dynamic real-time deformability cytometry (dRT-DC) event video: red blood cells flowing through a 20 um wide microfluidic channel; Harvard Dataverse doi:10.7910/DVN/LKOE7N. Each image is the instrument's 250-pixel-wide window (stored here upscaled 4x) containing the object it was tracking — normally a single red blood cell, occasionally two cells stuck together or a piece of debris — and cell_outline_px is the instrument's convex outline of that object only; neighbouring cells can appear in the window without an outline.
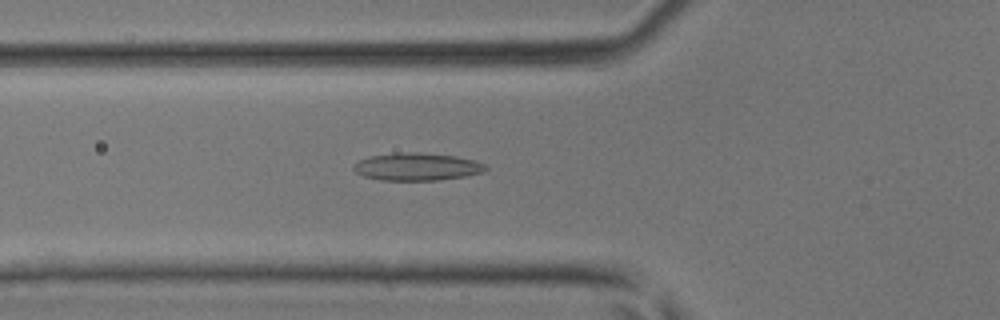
{"species": "common noctule bat (a hibernating species)", "species_latin": "Nyctalus noctula", "temperature_condition": "room temperature", "stored_images_in_passage": 43, "camera_frame_rate_fps": 3000, "um_per_image_px": 0.085, "animal": {"sex": "male", "body_mass_g": 17.9, "forearm_length_mm": 54.2}, "frame": {"image": 1, "passage_image": 15, "time_ms": 4.667, "image_size_px": [1000, 320], "cell_outline_px": [[488, 168], [484, 172], [464, 176], [436, 180], [380, 180], [364, 176], [356, 172], [352, 168], [352, 164], [360, 160], [372, 156], [396, 152], [420, 152], [456, 156], [476, 160], [484, 164]], "centroid_in_image_um": [35.44, 14.16], "position_along_channel_um": 90.4, "area_um2": 21.27}}
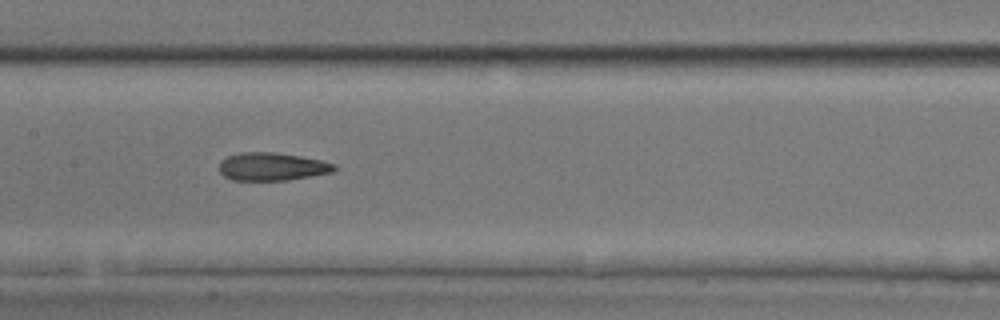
{"frame": {"image": 2, "passage_image": 21, "time_ms": 6.667, "image_size_px": [1000, 320], "cell_outline_px": [[340, 168], [332, 172], [288, 180], [232, 180], [224, 176], [220, 172], [220, 160], [228, 156], [240, 152], [276, 152], [300, 156], [320, 160], [336, 164]], "centroid_in_image_um": [23.14, 14.16], "position_along_channel_um": 184.3, "area_um2": 18.84}}
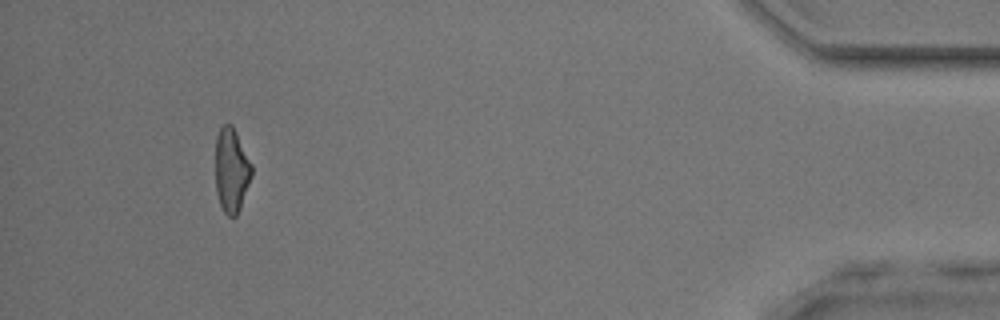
{"frame": {"image": 3, "passage_image": 40, "time_ms": 13.0, "image_size_px": [1000, 320], "cell_outline_px": [[252, 176], [240, 208], [236, 216], [228, 216], [224, 212], [220, 204], [216, 192], [216, 136], [220, 128], [224, 124], [232, 124], [252, 164]], "centroid_in_image_um": [19.68, 14.47], "position_along_channel_um": 415.5, "area_um2": 17.74}}